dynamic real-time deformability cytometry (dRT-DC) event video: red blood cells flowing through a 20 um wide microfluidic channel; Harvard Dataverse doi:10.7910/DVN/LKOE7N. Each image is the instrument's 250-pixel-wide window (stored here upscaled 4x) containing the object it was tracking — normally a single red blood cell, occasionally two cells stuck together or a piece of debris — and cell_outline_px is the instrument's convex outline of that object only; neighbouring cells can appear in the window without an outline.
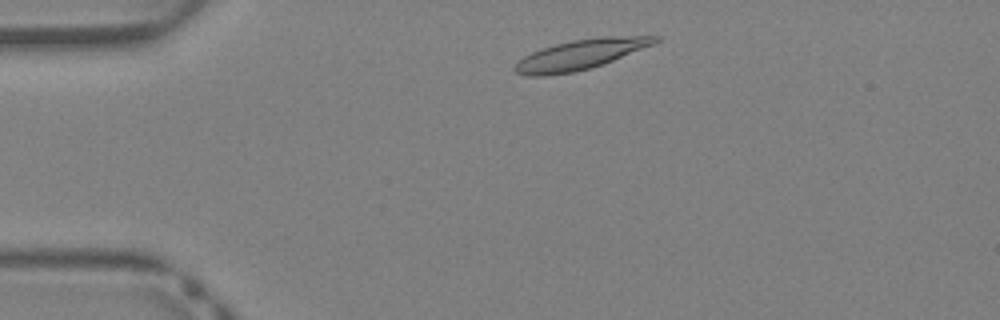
{"species": "Egyptian fruit bat (a non-hibernating species)", "species_latin": "Rousettus aegyptiacus", "temperature_condition": "warm", "stored_images_in_passage": 35, "camera_frame_rate_fps": 3000, "um_per_image_px": 0.085, "animal": {"sex": "female"}, "frame": {"image": 1, "passage_image": 3, "time_ms": 0.667, "image_size_px": [1000, 320], "cell_outline_px": [[660, 40], [652, 44], [604, 64], [572, 72], [544, 76], [528, 76], [516, 72], [512, 68], [524, 56], [532, 52], [556, 44], [572, 40], [604, 36], [660, 36]], "centroid_in_image_um": [49.32, 4.63], "position_along_channel_um": 35.7, "area_um2": 24.04}}
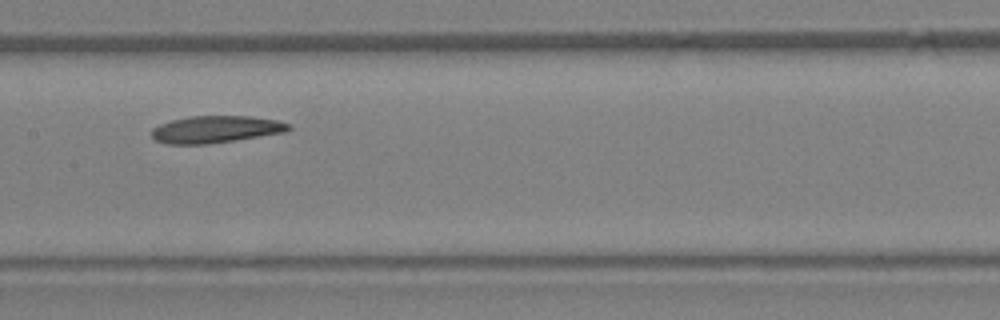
{"frame": {"image": 2, "passage_image": 15, "time_ms": 4.667, "image_size_px": [1000, 320], "cell_outline_px": [[292, 128], [284, 132], [236, 140], [208, 144], [168, 144], [156, 140], [152, 136], [152, 128], [160, 124], [172, 120], [188, 116], [252, 116], [280, 120], [292, 124]], "centroid_in_image_um": [18.38, 10.98], "position_along_channel_um": 189.0, "area_um2": 21.73}}
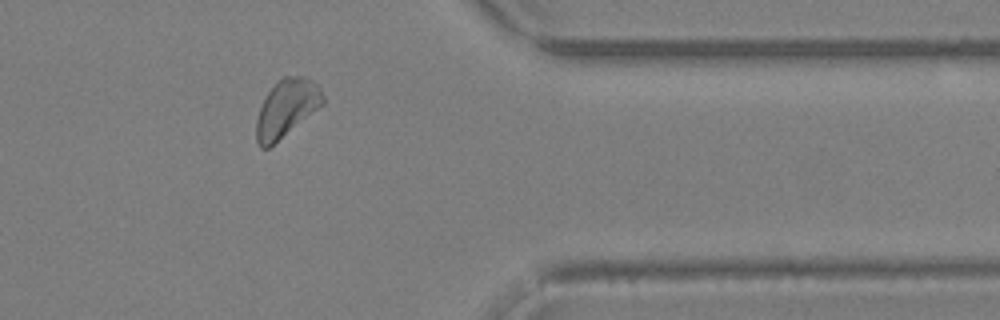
{"frame": {"image": 3, "passage_image": 28, "time_ms": 9.0, "image_size_px": [1000, 320], "cell_outline_px": [[324, 104], [268, 148], [260, 148], [256, 140], [256, 120], [260, 108], [268, 92], [284, 76], [304, 76], [312, 80], [320, 88], [324, 96]], "centroid_in_image_um": [24.36, 9.2], "position_along_channel_um": 387.0, "area_um2": 21.91}}